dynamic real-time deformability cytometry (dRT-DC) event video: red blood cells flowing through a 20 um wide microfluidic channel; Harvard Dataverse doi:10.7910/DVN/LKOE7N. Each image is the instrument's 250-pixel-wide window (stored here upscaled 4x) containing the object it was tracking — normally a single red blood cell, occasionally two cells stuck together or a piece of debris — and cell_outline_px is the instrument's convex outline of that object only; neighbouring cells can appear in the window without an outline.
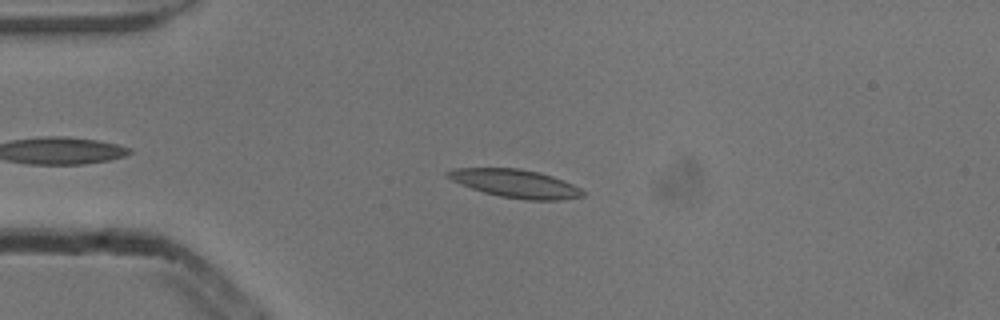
{"species": "common noctule bat (a hibernating species)", "species_latin": "Nyctalus noctula", "temperature_condition": "cold", "stored_images_in_passage": 45, "camera_frame_rate_fps": 3000, "um_per_image_px": 0.085, "animal": {"sex": "male", "body_mass_g": 13.3}, "frame": {"image": 1, "passage_image": 9, "time_ms": 2.667, "image_size_px": [1000, 320], "cell_outline_px": [[584, 196], [564, 200], [524, 200], [500, 196], [484, 192], [472, 188], [452, 180], [444, 176], [444, 172], [452, 168], [520, 168], [540, 172], [564, 180], [580, 188], [584, 192]], "centroid_in_image_um": [43.81, 15.59], "position_along_channel_um": 41.2, "area_um2": 22.31}}
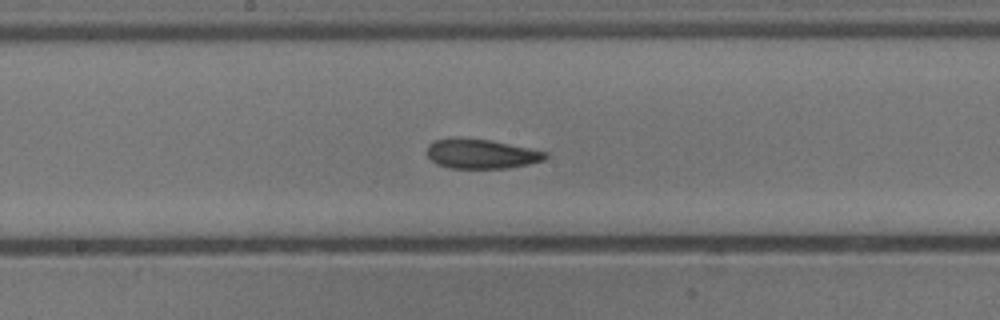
{"frame": {"image": 2, "passage_image": 24, "time_ms": 7.667, "image_size_px": [1000, 320], "cell_outline_px": [[548, 156], [544, 160], [528, 164], [508, 168], [448, 168], [436, 164], [428, 156], [428, 144], [432, 140], [452, 136], [456, 136], [492, 140], [548, 152]], "centroid_in_image_um": [40.87, 13.05], "position_along_channel_um": 207.3, "area_um2": 20.81}}
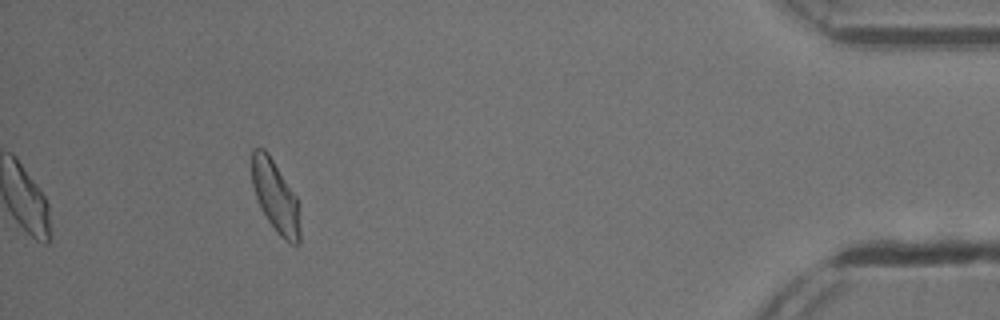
{"frame": {"image": 3, "passage_image": 45, "time_ms": 14.667, "image_size_px": [1000, 320], "cell_outline_px": [[300, 244], [288, 244], [276, 232], [268, 220], [256, 196], [252, 184], [252, 148], [264, 148], [268, 152], [296, 196], [300, 204]], "centroid_in_image_um": [23.45, 16.73], "position_along_channel_um": 411.7, "area_um2": 20.23}, "authors_computed_cell_mechanics": {"area_um2": 20.8658, "velocity_mm_per_s": 3.8431, "shape_relaxation_time_tau1_ms": 5.0091, "shape_relaxation_time_tau2_ms": 2.6757, "deformation_change_tau1": 0.1163, "deformation_change_tau2": 0.0962}}